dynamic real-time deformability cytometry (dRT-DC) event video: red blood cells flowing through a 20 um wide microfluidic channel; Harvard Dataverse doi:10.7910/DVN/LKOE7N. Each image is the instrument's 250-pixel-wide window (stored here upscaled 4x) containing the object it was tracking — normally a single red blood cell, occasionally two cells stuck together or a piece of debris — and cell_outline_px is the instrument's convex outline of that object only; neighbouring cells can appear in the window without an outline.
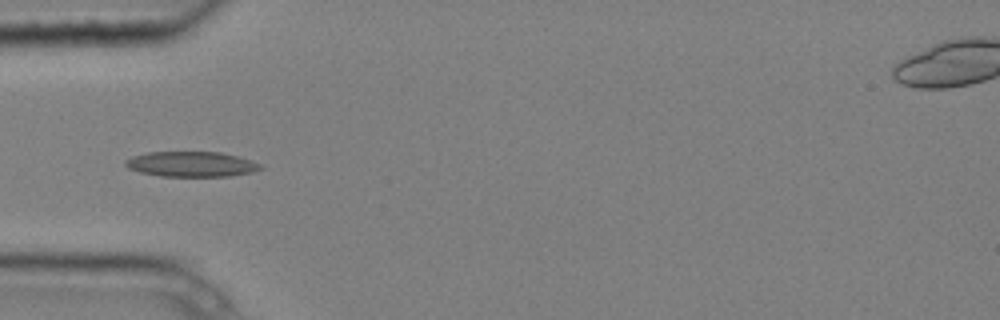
{"species": "common noctule bat (a hibernating species)", "species_latin": "Nyctalus noctula", "temperature_condition": "cold", "stored_images_in_passage": 7, "camera_frame_rate_fps": 3000, "um_per_image_px": 0.085, "animal": {"sex": "male", "body_mass_g": 20.4}, "frame": {"image": 1, "passage_image": 5, "time_ms": 1.333, "image_size_px": [1000, 320], "cell_outline_px": [[264, 168], [252, 172], [228, 176], [160, 176], [140, 172], [128, 168], [124, 164], [124, 160], [132, 156], [148, 152], [220, 152], [240, 156], [252, 160], [260, 164]], "centroid_in_image_um": [16.27, 13.95], "position_along_channel_um": 68.7, "area_um2": 19.94}}
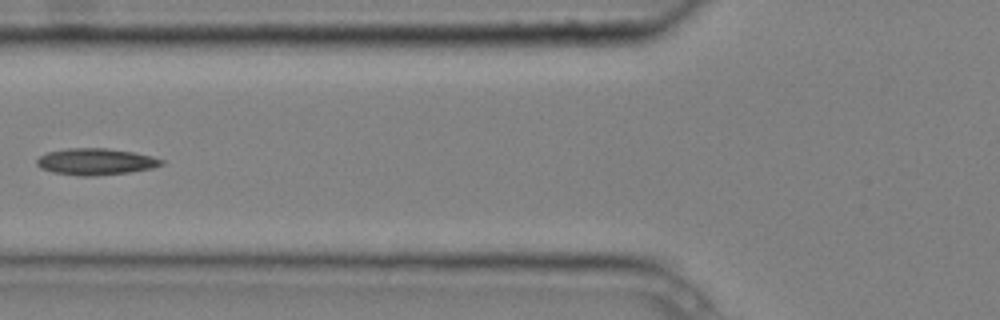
{"frame": {"image": 2, "passage_image": 6, "time_ms": 1.667, "image_size_px": [1000, 320], "cell_outline_px": [[164, 164], [152, 168], [128, 172], [96, 176], [76, 176], [52, 172], [40, 168], [36, 164], [36, 160], [40, 156], [48, 152], [68, 148], [108, 148], [132, 152], [152, 156], [164, 160]], "centroid_in_image_um": [8.12, 13.74], "position_along_channel_um": 117.7, "area_um2": 19.36}}
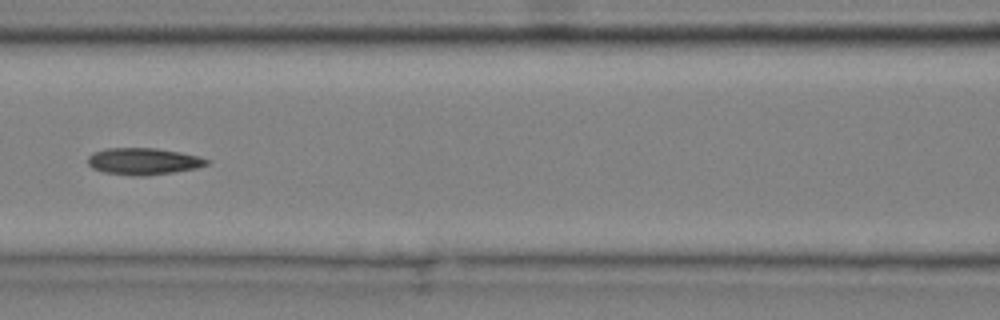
{"frame": {"image": 3, "passage_image": 7, "time_ms": 2.0, "image_size_px": [1000, 320], "cell_outline_px": [[212, 160], [208, 164], [196, 168], [172, 172], [144, 176], [132, 176], [104, 172], [92, 168], [88, 164], [88, 156], [92, 152], [104, 148], [156, 148], [180, 152], [200, 156]], "centroid_in_image_um": [12.19, 13.7], "position_along_channel_um": 154.4, "area_um2": 18.73}}